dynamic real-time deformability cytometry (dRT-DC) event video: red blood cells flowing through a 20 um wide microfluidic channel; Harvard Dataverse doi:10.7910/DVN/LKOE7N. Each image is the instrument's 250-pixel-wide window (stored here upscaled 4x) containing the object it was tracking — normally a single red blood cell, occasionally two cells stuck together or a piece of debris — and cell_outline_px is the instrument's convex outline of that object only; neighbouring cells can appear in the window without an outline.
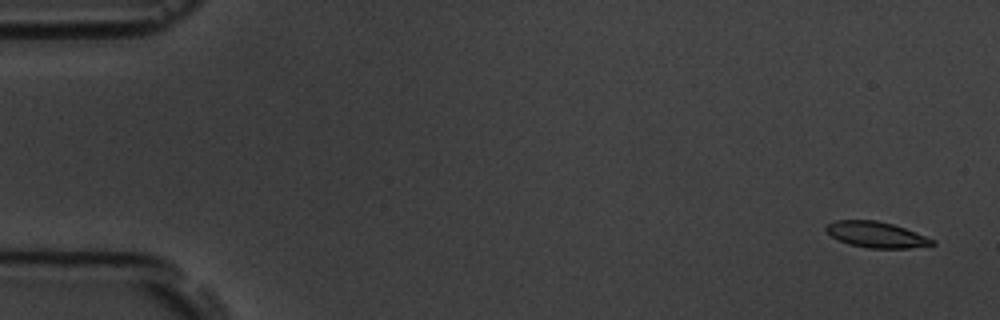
{"species": "common noctule bat (a hibernating species)", "species_latin": "Nyctalus noctula", "temperature_condition": "room temperature", "stored_images_in_passage": 6, "camera_frame_rate_fps": 3000, "um_per_image_px": 0.085, "animal": {"sex": "male", "body_mass_g": 19.5, "forearm_length_mm": 54.6}, "frame": {"image": 1, "passage_image": 1, "time_ms": 0.0, "image_size_px": [1000, 320], "cell_outline_px": [[936, 244], [908, 248], [868, 248], [848, 244], [832, 236], [824, 228], [828, 224], [836, 220], [876, 220], [892, 224], [916, 232], [936, 240]], "centroid_in_image_um": [74.5, 19.94], "position_along_channel_um": 10.5, "area_um2": 15.9}}